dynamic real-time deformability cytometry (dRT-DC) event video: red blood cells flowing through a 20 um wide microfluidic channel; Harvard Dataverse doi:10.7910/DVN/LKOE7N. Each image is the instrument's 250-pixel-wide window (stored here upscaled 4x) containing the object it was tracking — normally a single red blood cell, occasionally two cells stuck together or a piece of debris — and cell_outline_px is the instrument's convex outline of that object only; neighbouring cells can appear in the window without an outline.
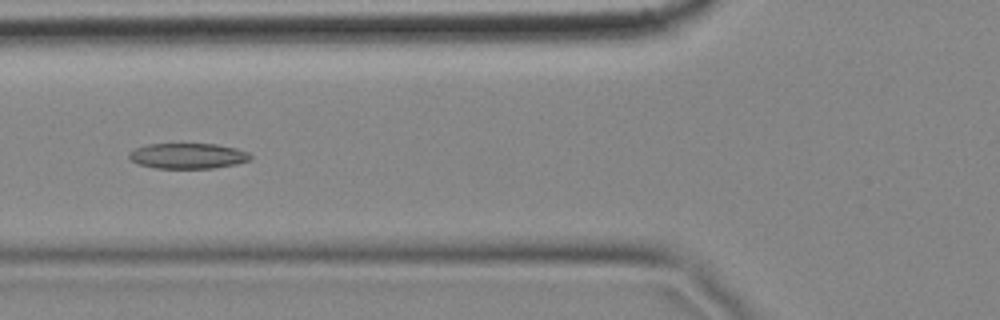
{"species": "common noctule bat (a hibernating species)", "species_latin": "Nyctalus noctula", "temperature_condition": "cold", "stored_images_in_passage": 7, "camera_frame_rate_fps": 3000, "um_per_image_px": 0.085, "animal": {"sex": "female", "body_mass_g": 18.4}, "frame": {"image": 1, "passage_image": 6, "time_ms": 1.667, "image_size_px": [1000, 320], "cell_outline_px": [[252, 156], [248, 160], [236, 164], [216, 168], [156, 168], [136, 164], [128, 156], [128, 152], [136, 148], [148, 144], [216, 144], [236, 148], [248, 152]], "centroid_in_image_um": [15.95, 13.25], "position_along_channel_um": 109.9, "area_um2": 18.03}}
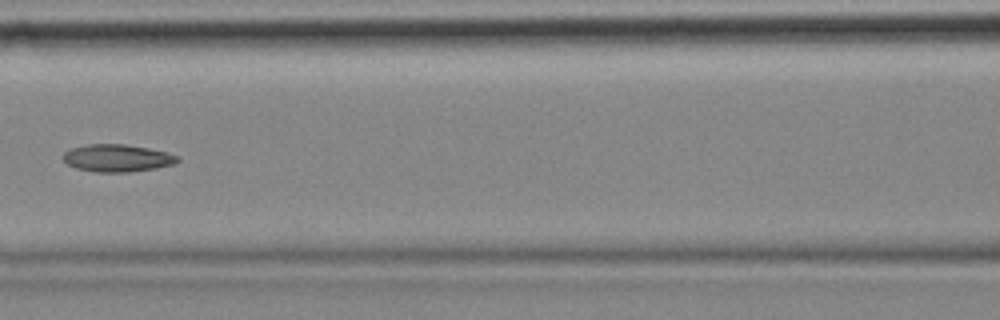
{"frame": {"image": 2, "passage_image": 7, "time_ms": 2.0, "image_size_px": [1000, 320], "cell_outline_px": [[180, 160], [176, 164], [156, 168], [128, 172], [96, 172], [76, 168], [68, 164], [64, 160], [64, 152], [72, 148], [88, 144], [124, 144], [148, 148], [180, 156]], "centroid_in_image_um": [10.0, 13.44], "position_along_channel_um": 156.6, "area_um2": 18.21}}